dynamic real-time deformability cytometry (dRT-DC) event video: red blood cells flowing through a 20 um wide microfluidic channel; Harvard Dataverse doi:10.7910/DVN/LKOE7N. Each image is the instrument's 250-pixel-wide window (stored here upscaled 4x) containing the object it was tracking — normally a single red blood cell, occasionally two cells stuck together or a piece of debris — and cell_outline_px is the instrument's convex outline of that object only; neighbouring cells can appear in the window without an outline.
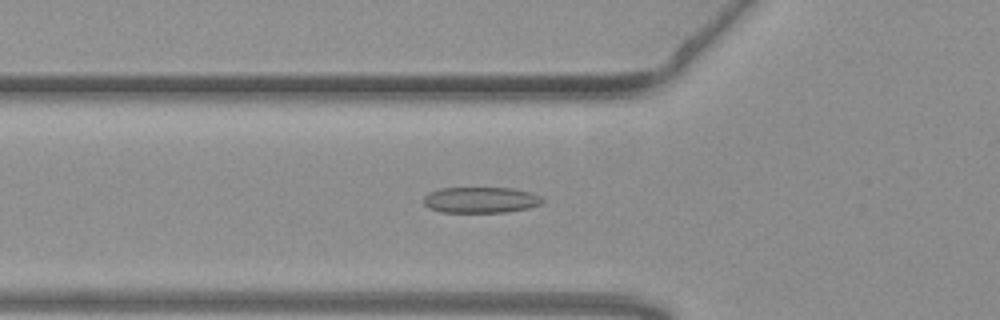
{"species": "common noctule bat (a hibernating species)", "species_latin": "Nyctalus noctula", "temperature_condition": "warm", "stored_images_in_passage": 49, "camera_frame_rate_fps": 3000, "um_per_image_px": 0.085, "animal": {"sex": "female", "body_mass_g": 19.3, "forearm_length_mm": 54.1}, "frame": {"image": 1, "passage_image": 13, "time_ms": 4.0, "image_size_px": [1000, 320], "cell_outline_px": [[544, 204], [528, 208], [504, 212], [440, 212], [428, 208], [424, 204], [424, 196], [428, 192], [440, 188], [512, 188], [528, 192], [540, 196], [544, 200]], "centroid_in_image_um": [40.84, 17.0], "position_along_channel_um": 85.0, "area_um2": 18.03}}
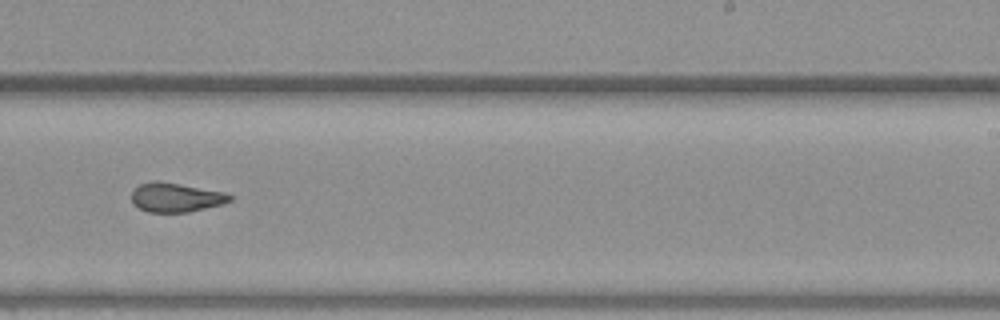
{"frame": {"image": 2, "passage_image": 28, "time_ms": 9.0, "image_size_px": [1000, 320], "cell_outline_px": [[232, 200], [224, 204], [188, 212], [148, 212], [132, 204], [132, 188], [140, 184], [152, 180], [156, 180], [180, 184], [224, 192], [232, 196]], "centroid_in_image_um": [14.92, 16.77], "position_along_channel_um": 274.1, "area_um2": 16.82}}
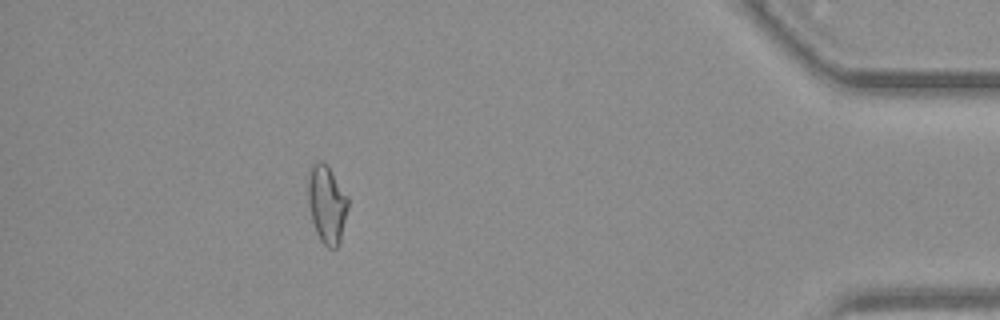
{"frame": {"image": 3, "passage_image": 43, "time_ms": 14.0, "image_size_px": [1000, 320], "cell_outline_px": [[348, 208], [340, 240], [336, 248], [328, 248], [320, 240], [316, 232], [312, 220], [308, 200], [308, 180], [312, 164], [316, 160], [324, 160], [348, 196]], "centroid_in_image_um": [27.78, 17.33], "position_along_channel_um": 407.4, "area_um2": 18.09}, "authors_computed_cell_mechanics": {"area_um2": 17.4556, "velocity_mm_per_s": 3.765, "shape_relaxation_time_tau1_ms": null, "shape_relaxation_time_tau2_ms": 1.7533, "deformation_change_tau1": null, "deformation_change_tau2": 0.0846}}